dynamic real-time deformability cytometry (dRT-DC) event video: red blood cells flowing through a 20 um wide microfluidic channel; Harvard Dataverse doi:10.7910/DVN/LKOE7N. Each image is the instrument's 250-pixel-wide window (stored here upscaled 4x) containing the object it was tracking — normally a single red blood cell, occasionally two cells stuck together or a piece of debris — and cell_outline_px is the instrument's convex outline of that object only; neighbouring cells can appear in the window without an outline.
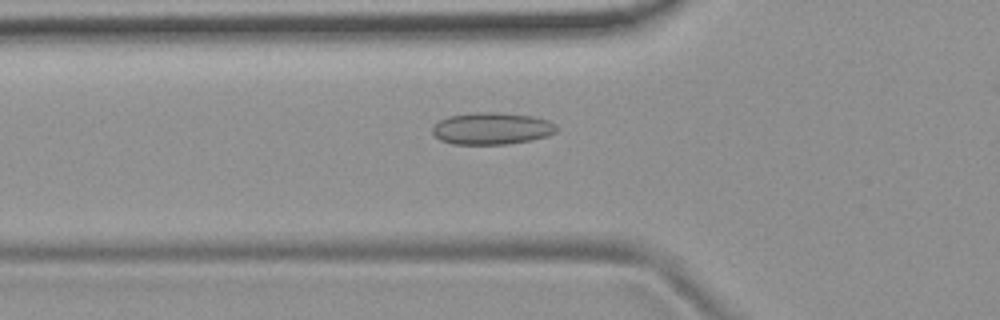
{"species": "common noctule bat (a hibernating species)", "species_latin": "Nyctalus noctula", "temperature_condition": "room temperature", "stored_images_in_passage": 35, "camera_frame_rate_fps": 3000, "um_per_image_px": 0.085, "animal": {"sex": "female", "body_mass_g": 19.9}, "frame": {"image": 1, "passage_image": 7, "time_ms": 2.0, "image_size_px": [1000, 320], "cell_outline_px": [[560, 128], [556, 132], [548, 136], [532, 140], [508, 144], [452, 144], [440, 140], [432, 132], [432, 128], [440, 120], [448, 116], [472, 112], [496, 112], [532, 116], [548, 120], [556, 124]], "centroid_in_image_um": [41.84, 10.92], "position_along_channel_um": 84.0, "area_um2": 23.35}}
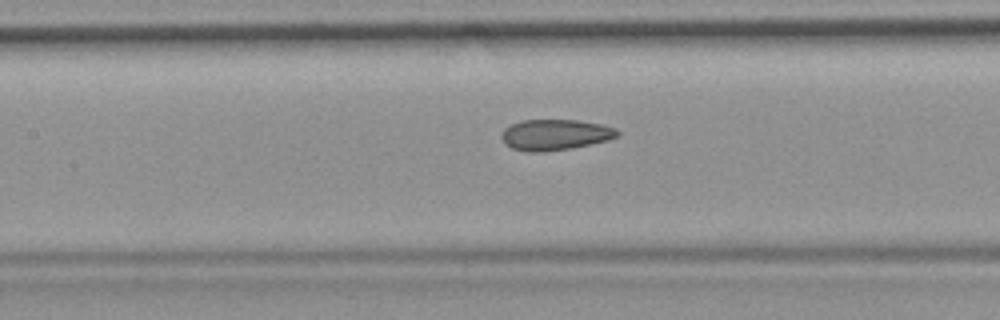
{"frame": {"image": 2, "passage_image": 13, "time_ms": 4.0, "image_size_px": [1000, 320], "cell_outline_px": [[620, 136], [608, 140], [592, 144], [572, 148], [544, 152], [528, 152], [512, 148], [504, 144], [500, 136], [504, 128], [520, 120], [576, 120], [604, 124], [616, 128], [620, 132]], "centroid_in_image_um": [47.2, 11.45], "position_along_channel_um": 160.2, "area_um2": 21.15}}
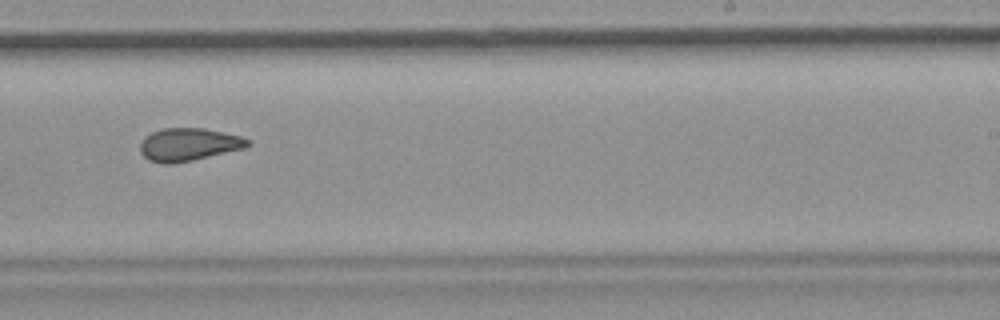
{"frame": {"image": 3, "passage_image": 22, "time_ms": 7.0, "image_size_px": [1000, 320], "cell_outline_px": [[252, 144], [244, 148], [192, 160], [172, 164], [164, 164], [148, 160], [140, 152], [140, 144], [144, 136], [160, 128], [204, 128], [240, 136], [252, 140]], "centroid_in_image_um": [16.02, 12.28], "position_along_channel_um": 273.0, "area_um2": 20.63}, "authors_computed_cell_mechanics": {"area_um2": 20.6346, "velocity_mm_per_s": 3.7795, "shape_relaxation_time_tau1_ms": null, "shape_relaxation_time_tau2_ms": 1.6782, "deformation_change_tau1": null, "deformation_change_tau2": 0.0687}}